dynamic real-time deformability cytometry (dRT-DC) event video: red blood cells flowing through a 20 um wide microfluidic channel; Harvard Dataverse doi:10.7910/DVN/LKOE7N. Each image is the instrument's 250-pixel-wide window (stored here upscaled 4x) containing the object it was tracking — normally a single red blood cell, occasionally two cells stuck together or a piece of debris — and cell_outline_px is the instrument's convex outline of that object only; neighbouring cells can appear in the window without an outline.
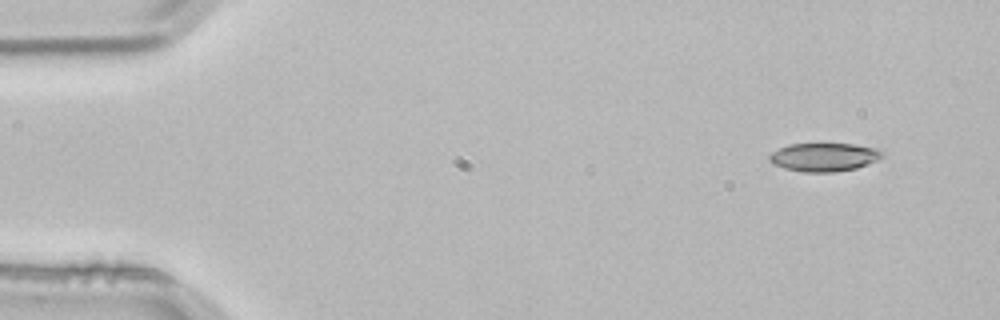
{"species": "common noctule bat (a hibernating species)", "species_latin": "Nyctalus noctula", "temperature_condition": "room temperature", "stored_images_in_passage": 3, "camera_frame_rate_fps": 3000, "um_per_image_px": 0.085, "animal": {"sex": "male", "body_mass_g": 21.5, "forearm_length_mm": 52.0}, "frame": {"image": 1, "passage_image": 1, "time_ms": 0.0, "image_size_px": [1000, 320], "cell_outline_px": [[884, 156], [876, 160], [856, 168], [836, 172], [804, 172], [784, 168], [772, 164], [768, 160], [768, 156], [772, 152], [788, 144], [852, 144], [876, 148], [884, 152]], "centroid_in_image_um": [70.02, 13.36], "position_along_channel_um": 15.0, "area_um2": 18.67}}
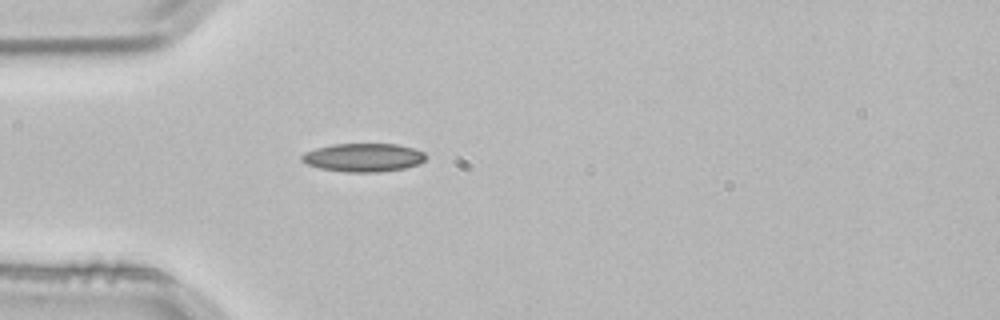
{"frame": {"image": 2, "passage_image": 3, "time_ms": 0.667, "image_size_px": [1000, 320], "cell_outline_px": [[428, 156], [420, 164], [404, 168], [376, 172], [348, 172], [320, 168], [308, 164], [300, 160], [300, 156], [304, 152], [316, 148], [332, 144], [396, 144], [412, 148], [424, 152]], "centroid_in_image_um": [30.89, 13.38], "position_along_channel_um": 54.1, "area_um2": 20.52}}